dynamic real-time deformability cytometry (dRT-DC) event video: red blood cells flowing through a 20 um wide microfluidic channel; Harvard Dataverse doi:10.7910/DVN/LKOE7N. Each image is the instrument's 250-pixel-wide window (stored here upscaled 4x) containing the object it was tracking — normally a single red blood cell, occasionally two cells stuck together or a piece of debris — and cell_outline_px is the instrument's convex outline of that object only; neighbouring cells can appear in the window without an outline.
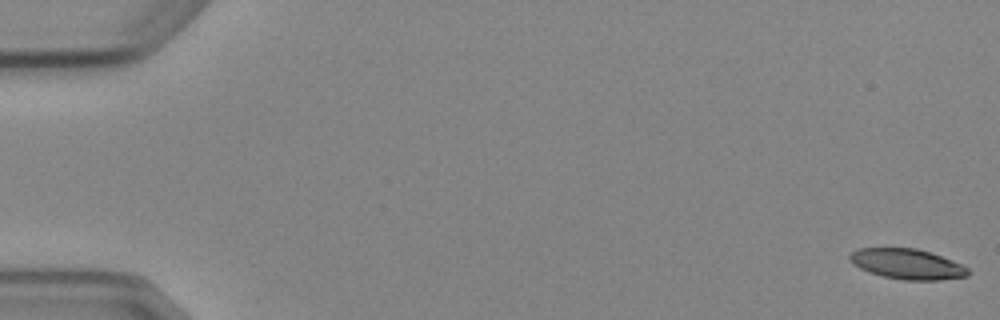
{"species": "Egyptian fruit bat (a non-hibernating species)", "species_latin": "Rousettus aegyptiacus", "temperature_condition": "cold", "stored_images_in_passage": 3, "camera_frame_rate_fps": 3000, "um_per_image_px": 0.085, "animal": {"sex": "female"}, "frame": {"image": 1, "passage_image": 1, "time_ms": 0.0, "image_size_px": [1000, 320], "cell_outline_px": [[972, 272], [968, 276], [940, 280], [904, 280], [884, 276], [860, 268], [852, 264], [848, 256], [856, 248], [916, 248], [952, 260], [968, 268]], "centroid_in_image_um": [77.12, 22.44], "position_along_channel_um": 7.9, "area_um2": 20.75}}